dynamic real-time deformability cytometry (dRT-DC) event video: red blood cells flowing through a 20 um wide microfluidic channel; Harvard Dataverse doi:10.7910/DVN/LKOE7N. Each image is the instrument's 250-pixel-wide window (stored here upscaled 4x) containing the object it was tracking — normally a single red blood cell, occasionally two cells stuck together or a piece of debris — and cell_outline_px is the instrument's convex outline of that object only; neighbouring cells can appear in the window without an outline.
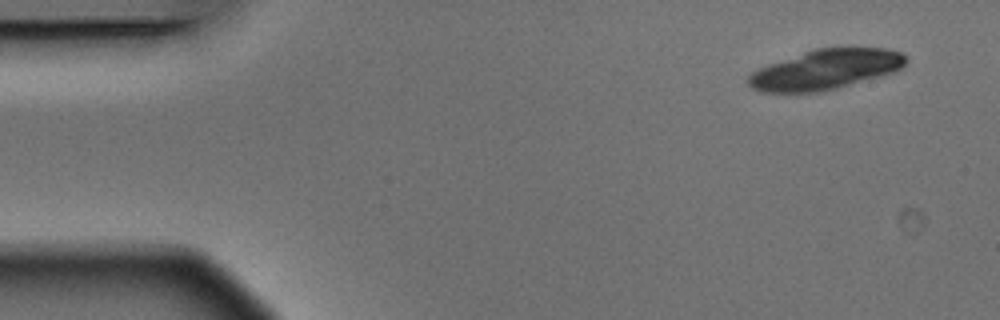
{"species": "Egyptian fruit bat (a non-hibernating species)", "species_latin": "Rousettus aegyptiacus", "temperature_condition": "warm", "stored_images_in_passage": 10, "camera_frame_rate_fps": 3000, "um_per_image_px": 0.085, "animal": {"sex": "male"}, "frame": {"image": 1, "passage_image": 1, "time_ms": 0.0, "image_size_px": [1000, 320], "cell_outline_px": [[908, 60], [904, 68], [896, 72], [884, 76], [820, 92], [760, 92], [752, 88], [748, 84], [748, 76], [752, 72], [768, 64], [816, 48], [888, 48], [900, 52], [908, 56]], "centroid_in_image_um": [70.25, 5.91], "position_along_channel_um": 14.8, "area_um2": 36.88}}
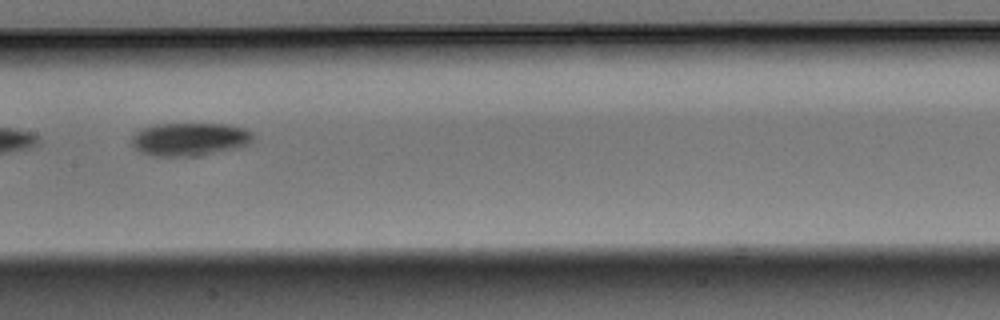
{"frame": {"image": 2, "passage_image": 7, "time_ms": 2.0, "image_size_px": [1000, 320], "cell_outline_px": [[252, 140], [248, 144], [236, 148], [200, 156], [152, 156], [140, 152], [132, 144], [132, 136], [140, 128], [152, 124], [228, 124], [244, 128], [252, 132]], "centroid_in_image_um": [16.1, 11.83], "position_along_channel_um": 191.3, "area_um2": 23.58}}
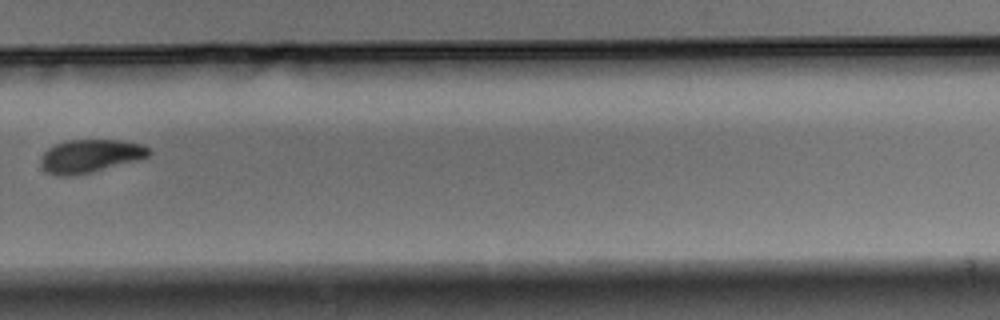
{"frame": {"image": 3, "passage_image": 10, "time_ms": 3.0, "image_size_px": [1000, 320], "cell_outline_px": [[152, 152], [148, 156], [136, 160], [92, 172], [72, 176], [56, 176], [48, 172], [40, 164], [40, 156], [48, 148], [64, 140], [120, 140], [144, 144], [152, 148]], "centroid_in_image_um": [7.67, 13.25], "position_along_channel_um": 322.1, "area_um2": 21.04}}